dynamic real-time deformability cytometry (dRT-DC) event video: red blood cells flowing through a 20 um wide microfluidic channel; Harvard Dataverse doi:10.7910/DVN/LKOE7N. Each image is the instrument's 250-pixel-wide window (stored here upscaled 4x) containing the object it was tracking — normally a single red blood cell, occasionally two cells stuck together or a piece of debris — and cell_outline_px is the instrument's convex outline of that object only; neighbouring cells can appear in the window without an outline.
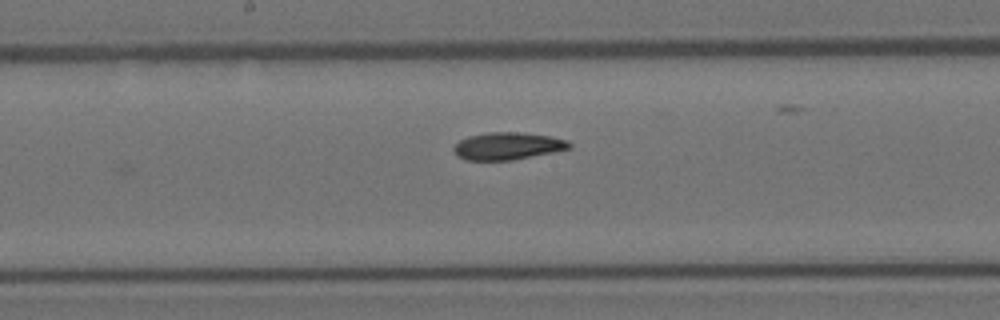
{"species": "Egyptian fruit bat (a non-hibernating species)", "species_latin": "Rousettus aegyptiacus", "temperature_condition": "room temperature", "stored_images_in_passage": 8, "camera_frame_rate_fps": 3000, "um_per_image_px": 0.085, "animal": {"sex": "female"}, "frame": {"image": 1, "passage_image": 8, "time_ms": 9.0, "image_size_px": [1000, 320], "cell_outline_px": [[572, 148], [512, 160], [464, 160], [456, 156], [452, 148], [460, 140], [468, 136], [488, 132], [520, 132], [548, 136], [568, 140], [572, 144]], "centroid_in_image_um": [43.12, 12.41], "position_along_channel_um": 205.1, "area_um2": 18.44}}